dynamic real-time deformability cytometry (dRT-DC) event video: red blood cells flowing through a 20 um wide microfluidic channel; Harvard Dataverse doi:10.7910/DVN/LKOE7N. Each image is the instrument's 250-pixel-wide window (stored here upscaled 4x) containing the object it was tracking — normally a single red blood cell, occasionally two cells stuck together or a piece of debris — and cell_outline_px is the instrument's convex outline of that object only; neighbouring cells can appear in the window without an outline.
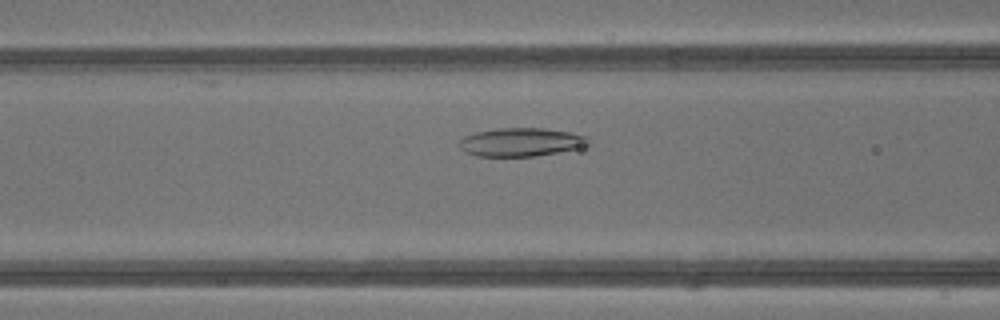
{"species": "common noctule bat (a hibernating species)", "species_latin": "Nyctalus noctula", "temperature_condition": "warm", "stored_images_in_passage": 39, "camera_frame_rate_fps": 3000, "um_per_image_px": 0.085, "animal": {"sex": "male", "body_mass_g": 13.3}, "frame": {"image": 1, "passage_image": 14, "time_ms": 4.333, "image_size_px": [1000, 320], "cell_outline_px": [[592, 144], [580, 148], [536, 156], [476, 156], [464, 152], [456, 144], [464, 136], [476, 132], [496, 128], [544, 128], [568, 132], [588, 136]], "centroid_in_image_um": [44.28, 12.08], "position_along_channel_um": 122.3, "area_um2": 21.68}}
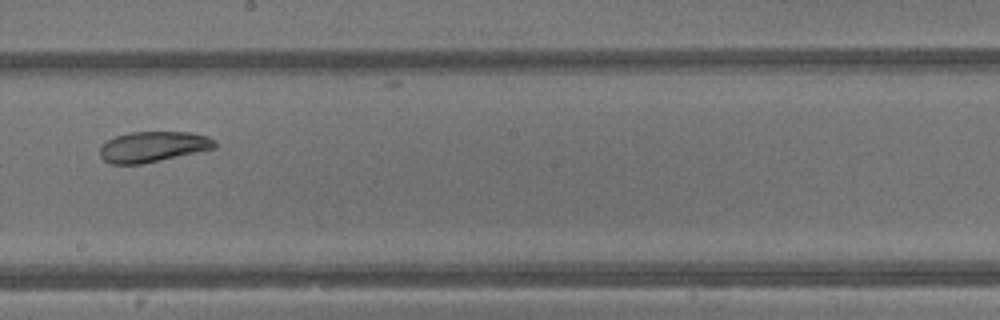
{"frame": {"image": 2, "passage_image": 21, "time_ms": 6.667, "image_size_px": [1000, 320], "cell_outline_px": [[216, 148], [160, 160], [140, 164], [112, 164], [104, 160], [100, 156], [100, 148], [108, 140], [116, 136], [132, 132], [192, 132], [208, 136], [216, 140]], "centroid_in_image_um": [13.04, 12.46], "position_along_channel_um": 235.2, "area_um2": 20.35}}
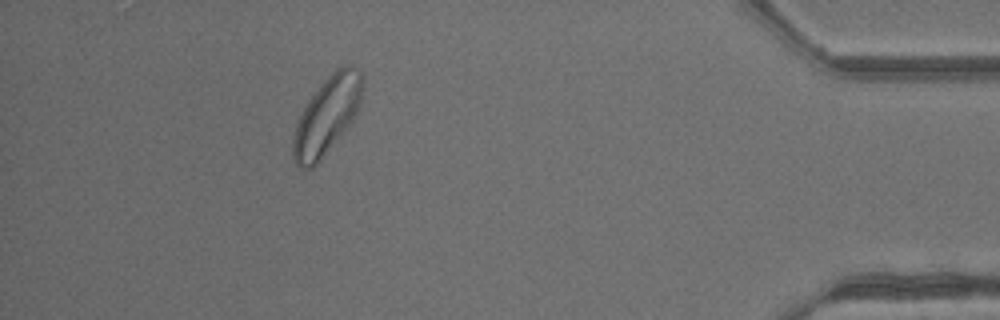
{"frame": {"image": 3, "passage_image": 35, "time_ms": 11.333, "image_size_px": [1000, 320], "cell_outline_px": [[364, 88], [356, 112], [352, 120], [320, 160], [312, 168], [300, 168], [296, 164], [292, 156], [292, 140], [296, 124], [308, 100], [320, 84], [336, 68], [344, 64], [348, 64], [360, 72], [364, 80]], "centroid_in_image_um": [27.78, 9.8], "position_along_channel_um": 407.4, "area_um2": 30.92}, "authors_computed_cell_mechanics": {"area_um2": 27.166, "velocity_mm_per_s": 4.8433, "shape_relaxation_time_tau1_ms": 6.886, "shape_relaxation_time_tau2_ms": null, "deformation_change_tau1": 0.123, "deformation_change_tau2": null}}